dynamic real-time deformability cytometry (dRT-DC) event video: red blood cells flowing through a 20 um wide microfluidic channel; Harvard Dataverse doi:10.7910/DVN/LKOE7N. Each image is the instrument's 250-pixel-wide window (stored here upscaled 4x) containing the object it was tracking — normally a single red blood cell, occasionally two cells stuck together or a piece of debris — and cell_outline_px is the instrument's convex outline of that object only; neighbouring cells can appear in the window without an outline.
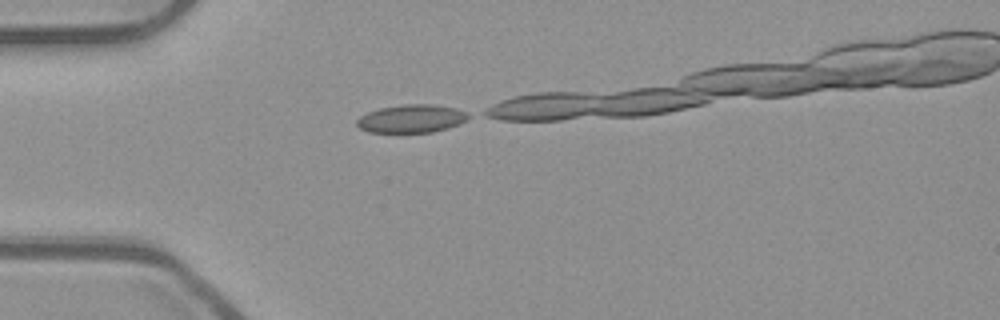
{"species": "common noctule bat (a hibernating species)", "species_latin": "Nyctalus noctula", "temperature_condition": "room temperature", "stored_images_in_passage": 8, "camera_frame_rate_fps": 3000, "um_per_image_px": 0.085, "animal": {"sex": "male", "body_mass_g": 23.1, "forearm_length_mm": 52.7}, "frame": {"image": 1, "passage_image": 1, "time_ms": 0.0, "image_size_px": [1000, 320], "cell_outline_px": [[472, 116], [448, 128], [432, 132], [368, 132], [360, 128], [356, 124], [356, 120], [360, 116], [368, 112], [380, 108], [404, 104], [432, 104], [456, 108], [468, 112]], "centroid_in_image_um": [34.97, 10.08], "position_along_channel_um": 50.0, "area_um2": 18.21}}
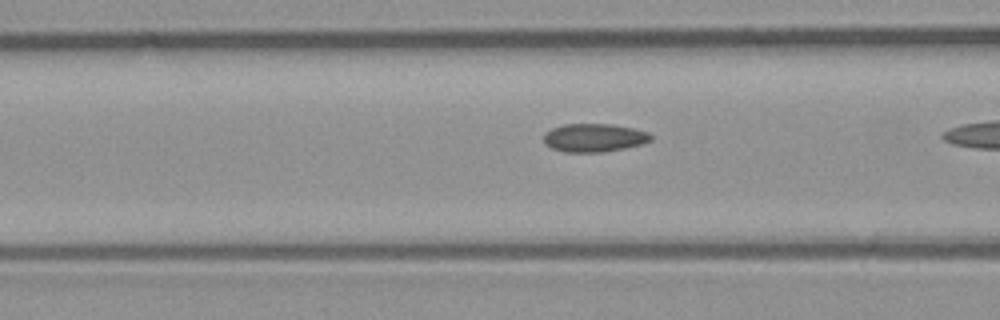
{"frame": {"image": 2, "passage_image": 7, "time_ms": 2.0, "image_size_px": [1000, 320], "cell_outline_px": [[652, 140], [640, 144], [624, 148], [604, 152], [564, 152], [552, 148], [544, 144], [544, 136], [552, 128], [564, 124], [612, 124], [632, 128], [648, 132], [652, 136]], "centroid_in_image_um": [50.5, 11.71], "position_along_channel_um": 116.1, "area_um2": 17.57}}